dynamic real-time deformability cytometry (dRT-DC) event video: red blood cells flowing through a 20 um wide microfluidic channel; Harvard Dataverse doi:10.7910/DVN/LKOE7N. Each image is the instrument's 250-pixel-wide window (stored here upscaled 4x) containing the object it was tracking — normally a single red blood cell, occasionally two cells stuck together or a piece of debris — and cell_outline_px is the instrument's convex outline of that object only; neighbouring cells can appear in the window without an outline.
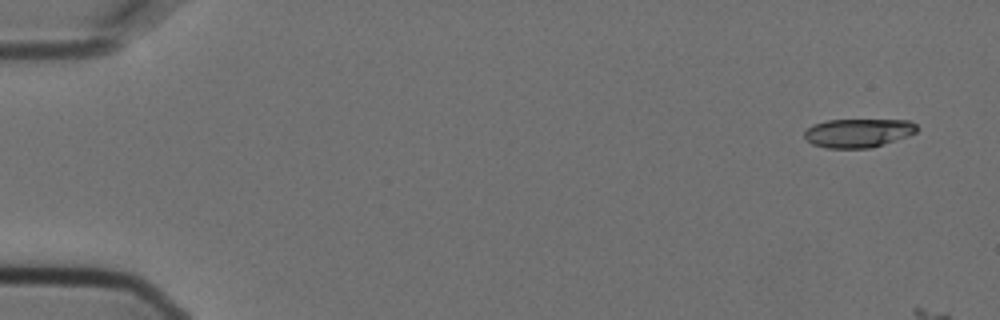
{"species": "Egyptian fruit bat (a non-hibernating species)", "species_latin": "Rousettus aegyptiacus", "temperature_condition": "cold", "stored_images_in_passage": 8, "camera_frame_rate_fps": 3000, "um_per_image_px": 0.085, "animal": {"sex": "female"}, "frame": {"image": 1, "passage_image": 1, "time_ms": 0.0, "image_size_px": [1000, 320], "cell_outline_px": [[920, 128], [916, 132], [908, 136], [872, 148], [828, 148], [812, 144], [804, 136], [804, 132], [812, 124], [828, 120], [908, 120], [916, 124]], "centroid_in_image_um": [72.97, 11.3], "position_along_channel_um": 12.0, "area_um2": 18.9}}